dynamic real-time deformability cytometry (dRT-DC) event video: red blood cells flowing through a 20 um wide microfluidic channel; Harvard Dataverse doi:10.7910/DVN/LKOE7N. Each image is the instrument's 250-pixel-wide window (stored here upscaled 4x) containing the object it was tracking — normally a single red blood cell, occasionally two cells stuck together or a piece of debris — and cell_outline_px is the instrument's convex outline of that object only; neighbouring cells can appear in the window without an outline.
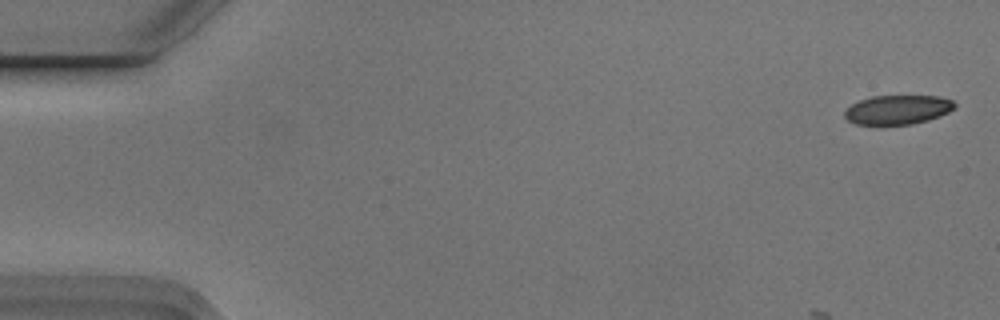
{"species": "Egyptian fruit bat (a non-hibernating species)", "species_latin": "Rousettus aegyptiacus", "temperature_condition": "cold", "stored_images_in_passage": 6, "camera_frame_rate_fps": 3000, "um_per_image_px": 0.085, "animal": {"sex": "male"}, "frame": {"image": 1, "passage_image": 1, "time_ms": 0.0, "image_size_px": [1000, 320], "cell_outline_px": [[956, 108], [940, 116], [928, 120], [912, 124], [856, 124], [848, 120], [844, 116], [844, 112], [852, 104], [860, 100], [872, 96], [940, 96], [952, 100], [956, 104]], "centroid_in_image_um": [76.34, 9.32], "position_along_channel_um": 8.7, "area_um2": 18.67}}